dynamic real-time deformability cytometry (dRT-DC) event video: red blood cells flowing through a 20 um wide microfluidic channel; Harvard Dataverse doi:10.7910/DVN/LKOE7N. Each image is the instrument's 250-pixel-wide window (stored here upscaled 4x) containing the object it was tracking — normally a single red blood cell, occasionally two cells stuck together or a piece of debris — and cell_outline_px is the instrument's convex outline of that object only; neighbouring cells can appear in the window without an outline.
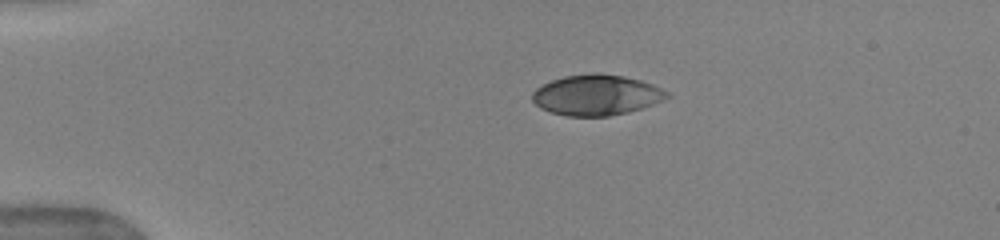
{"species": "human", "species_latin": "Homo sapiens", "temperature_condition": "warm", "stored_images_in_passage": 41, "camera_frame_rate_fps": 3000, "um_per_image_px": 0.085, "donor": {"sex": "female"}, "frame": {"image": 1, "passage_image": 1, "time_ms": 0.0, "image_size_px": [1000, 240], "cell_outline_px": [[672, 96], [652, 104], [628, 112], [608, 116], [568, 116], [552, 112], [540, 108], [532, 100], [532, 92], [536, 88], [552, 80], [564, 76], [596, 72], [624, 76], [640, 80], [652, 84], [668, 92]], "centroid_in_image_um": [50.69, 8.07], "position_along_channel_um": 34.3, "area_um2": 31.73}}
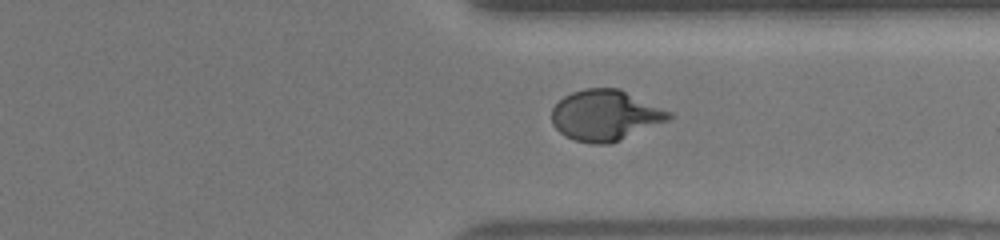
{"frame": {"image": 2, "passage_image": 30, "time_ms": 9.667, "image_size_px": [1000, 240], "cell_outline_px": [[672, 116], [668, 120], [608, 144], [592, 144], [576, 140], [564, 136], [552, 124], [552, 108], [564, 96], [572, 92], [584, 88], [620, 88], [672, 112]], "centroid_in_image_um": [51.43, 9.78], "position_along_channel_um": 360.0, "area_um2": 34.39}}
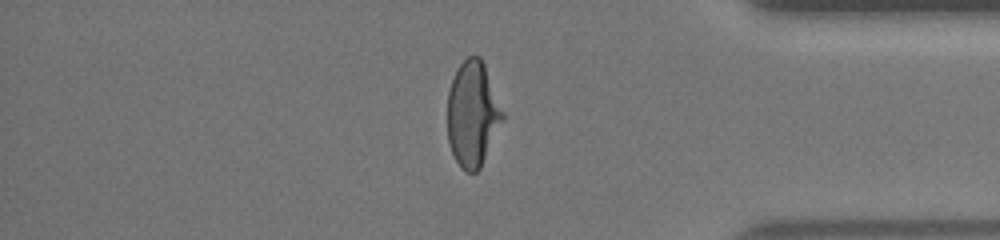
{"frame": {"image": 3, "passage_image": 34, "time_ms": 11.0, "image_size_px": [1000, 240], "cell_outline_px": [[504, 116], [480, 168], [476, 172], [468, 172], [460, 168], [452, 152], [448, 140], [448, 92], [452, 80], [460, 64], [468, 56], [480, 56], [484, 64], [504, 112]], "centroid_in_image_um": [40.16, 9.69], "position_along_channel_um": 395.0, "area_um2": 33.35}, "authors_computed_cell_mechanics": {"area_um2": 33.3506, "velocity_mm_per_s": 3.9461, "shape_relaxation_time_tau1_ms": 5.1349, "shape_relaxation_time_tau2_ms": null, "deformation_change_tau1": 0.2119, "deformation_change_tau2": null}}